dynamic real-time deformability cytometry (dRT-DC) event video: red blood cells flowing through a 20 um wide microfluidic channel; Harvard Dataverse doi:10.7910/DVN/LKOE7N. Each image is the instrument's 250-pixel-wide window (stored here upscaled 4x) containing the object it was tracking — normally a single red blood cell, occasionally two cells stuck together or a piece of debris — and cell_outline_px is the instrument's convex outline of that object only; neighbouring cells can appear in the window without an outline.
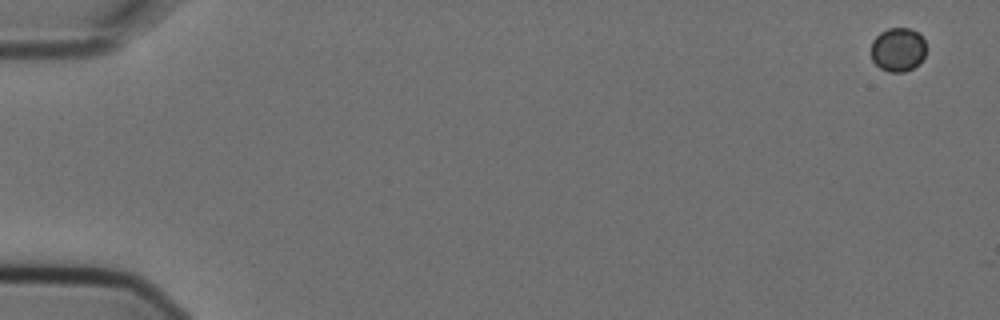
{"species": "Egyptian fruit bat (a non-hibernating species)", "species_latin": "Rousettus aegyptiacus", "temperature_condition": "cold", "stored_images_in_passage": 6, "camera_frame_rate_fps": 3000, "um_per_image_px": 0.085, "animal": {"sex": "female"}, "frame": {"image": 1, "passage_image": 1, "time_ms": 0.0, "image_size_px": [1000, 320], "cell_outline_px": [[924, 56], [920, 64], [904, 72], [888, 72], [880, 68], [872, 60], [872, 40], [880, 32], [888, 28], [908, 28], [916, 32], [924, 40]], "centroid_in_image_um": [76.31, 4.23], "position_along_channel_um": 8.7, "area_um2": 13.99}}
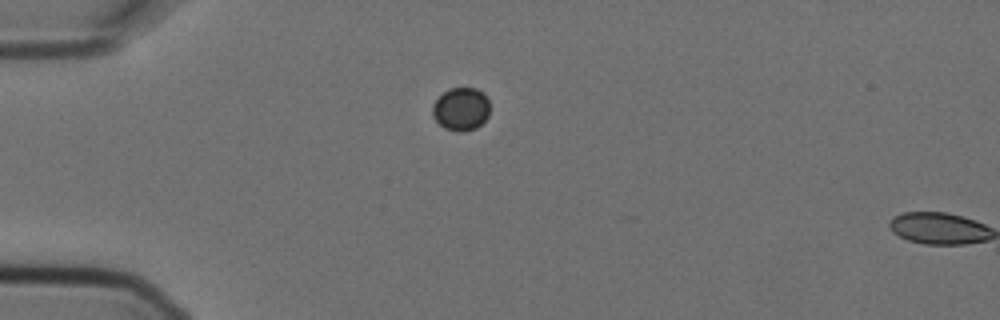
{"frame": {"image": 2, "passage_image": 5, "time_ms": 1.333, "image_size_px": [1000, 320], "cell_outline_px": [[488, 116], [476, 128], [460, 132], [444, 128], [432, 116], [432, 104], [448, 88], [476, 88], [484, 92], [488, 100]], "centroid_in_image_um": [39.17, 9.25], "position_along_channel_um": 45.8, "area_um2": 14.33}}